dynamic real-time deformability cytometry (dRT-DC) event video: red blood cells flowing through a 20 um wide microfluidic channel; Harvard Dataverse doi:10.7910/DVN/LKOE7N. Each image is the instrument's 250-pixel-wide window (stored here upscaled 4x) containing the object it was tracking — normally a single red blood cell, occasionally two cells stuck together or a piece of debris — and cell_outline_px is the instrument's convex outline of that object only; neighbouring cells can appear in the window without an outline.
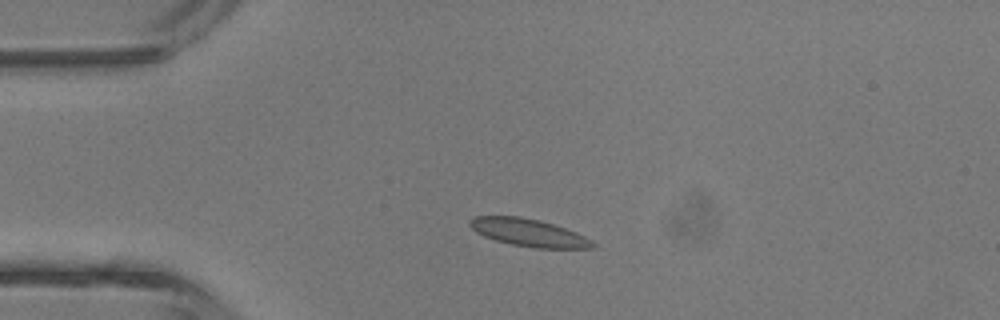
{"species": "common noctule bat (a hibernating species)", "species_latin": "Nyctalus noctula", "temperature_condition": "room temperature", "stored_images_in_passage": 4, "camera_frame_rate_fps": 3000, "um_per_image_px": 0.085, "animal": {"sex": "male", "body_mass_g": 13.3}, "frame": {"image": 1, "passage_image": 2, "time_ms": 1.333, "image_size_px": [1000, 320], "cell_outline_px": [[596, 244], [592, 248], [536, 248], [512, 244], [496, 240], [484, 236], [476, 232], [468, 224], [468, 220], [476, 216], [520, 216], [540, 220], [576, 232], [592, 240]], "centroid_in_image_um": [44.92, 19.77], "position_along_channel_um": 40.1, "area_um2": 19.59}}
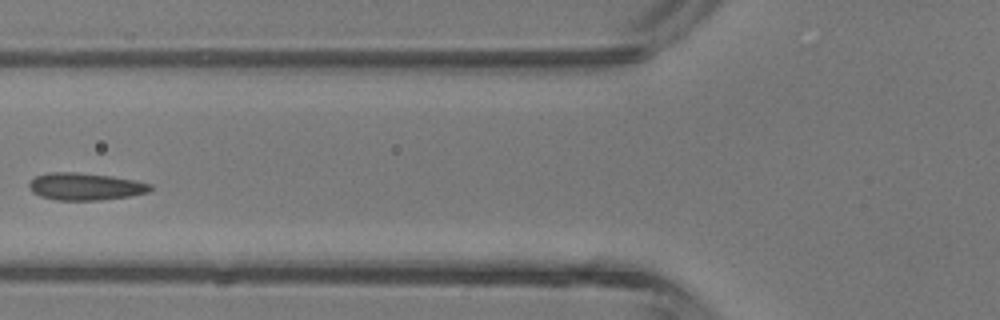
{"frame": {"image": 2, "passage_image": 4, "time_ms": 3.667, "image_size_px": [1000, 320], "cell_outline_px": [[152, 188], [148, 192], [128, 196], [100, 200], [56, 200], [40, 196], [32, 192], [28, 188], [28, 184], [36, 176], [48, 172], [76, 172], [112, 176], [136, 180], [152, 184]], "centroid_in_image_um": [7.24, 15.85], "position_along_channel_um": 118.6, "area_um2": 19.31}}